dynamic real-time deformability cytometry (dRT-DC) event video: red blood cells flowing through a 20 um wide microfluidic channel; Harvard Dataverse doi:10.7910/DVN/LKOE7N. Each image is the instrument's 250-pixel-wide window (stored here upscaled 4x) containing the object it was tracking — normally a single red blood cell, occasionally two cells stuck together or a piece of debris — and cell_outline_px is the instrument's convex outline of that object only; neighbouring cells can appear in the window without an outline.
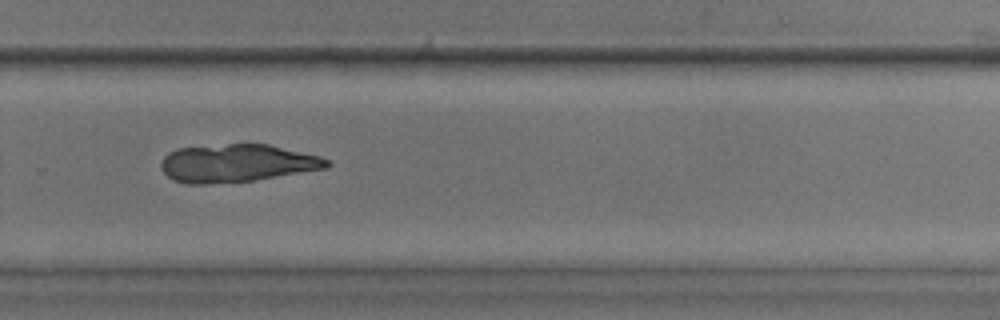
{"species": "common noctule bat (a hibernating species)", "species_latin": "Nyctalus noctula", "temperature_condition": "room temperature", "stored_images_in_passage": 50, "camera_frame_rate_fps": 3000, "um_per_image_px": 0.085, "animal": {"sex": "male", "body_mass_g": 17.9, "forearm_length_mm": 54.2}, "frame": {"image": 1, "passage_image": 36, "time_ms": 11.667, "image_size_px": [1000, 320], "cell_outline_px": [[332, 164], [328, 168], [252, 180], [204, 184], [184, 184], [172, 180], [160, 168], [160, 164], [164, 156], [168, 152], [176, 148], [228, 144], [268, 144], [320, 156], [328, 160]], "centroid_in_image_um": [20.11, 13.87], "position_along_channel_um": 309.7, "area_um2": 36.53}}
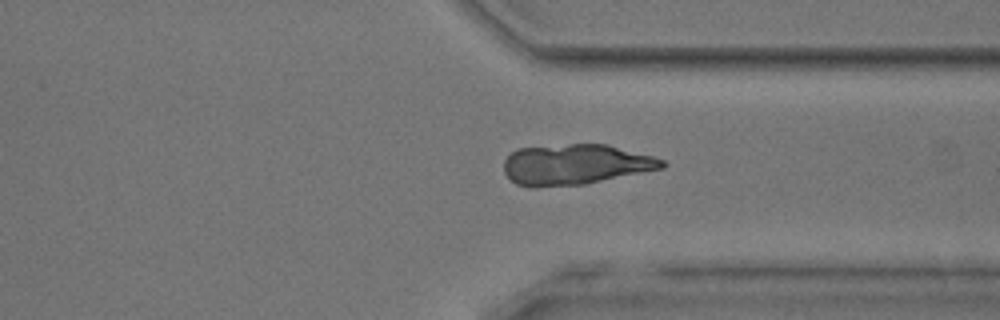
{"frame": {"image": 2, "passage_image": 40, "time_ms": 13.0, "image_size_px": [1000, 320], "cell_outline_px": [[668, 164], [664, 168], [584, 184], [536, 188], [532, 188], [516, 184], [504, 172], [504, 160], [516, 148], [568, 144], [604, 144], [652, 156], [664, 160]], "centroid_in_image_um": [48.88, 13.99], "position_along_channel_um": 362.5, "area_um2": 37.34}}
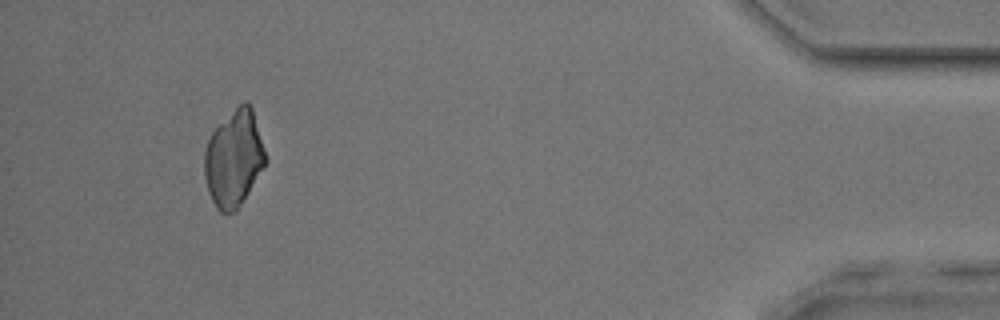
{"frame": {"image": 3, "passage_image": 49, "time_ms": 16.0, "image_size_px": [1000, 320], "cell_outline_px": [[264, 164], [236, 212], [220, 212], [216, 208], [208, 192], [204, 176], [204, 152], [208, 140], [212, 132], [244, 100], [248, 100], [252, 108], [264, 152]], "centroid_in_image_um": [19.83, 13.49], "position_along_channel_um": 415.4, "area_um2": 33.35}}